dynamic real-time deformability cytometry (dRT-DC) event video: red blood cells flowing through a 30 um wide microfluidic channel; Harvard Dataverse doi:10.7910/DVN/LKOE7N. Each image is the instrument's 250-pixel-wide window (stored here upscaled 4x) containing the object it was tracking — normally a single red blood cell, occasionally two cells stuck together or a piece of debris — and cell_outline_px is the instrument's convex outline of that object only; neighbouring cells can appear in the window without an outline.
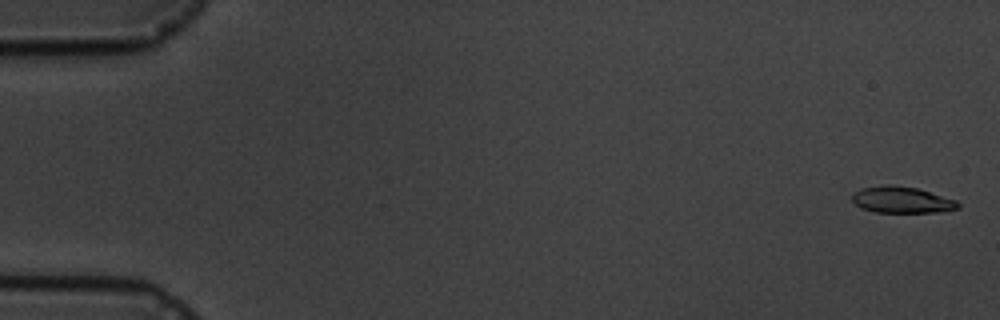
{"species": "common noctule bat (a hibernating species)", "species_latin": "Nyctalus noctula", "temperature_condition": "cold", "stored_images_in_passage": 5, "camera_frame_rate_fps": 3000, "um_per_image_px": 0.085, "animal": {"sex": "male", "body_mass_g": 19.5, "forearm_length_mm": 54.6}, "frame": {"image": 1, "passage_image": 1, "time_ms": 0.0, "image_size_px": [1000, 320], "cell_outline_px": [[960, 208], [936, 212], [876, 212], [860, 208], [852, 200], [852, 196], [860, 188], [884, 184], [892, 184], [916, 188], [956, 200], [960, 204]], "centroid_in_image_um": [76.63, 16.98], "position_along_channel_um": 8.4, "area_um2": 16.24}}